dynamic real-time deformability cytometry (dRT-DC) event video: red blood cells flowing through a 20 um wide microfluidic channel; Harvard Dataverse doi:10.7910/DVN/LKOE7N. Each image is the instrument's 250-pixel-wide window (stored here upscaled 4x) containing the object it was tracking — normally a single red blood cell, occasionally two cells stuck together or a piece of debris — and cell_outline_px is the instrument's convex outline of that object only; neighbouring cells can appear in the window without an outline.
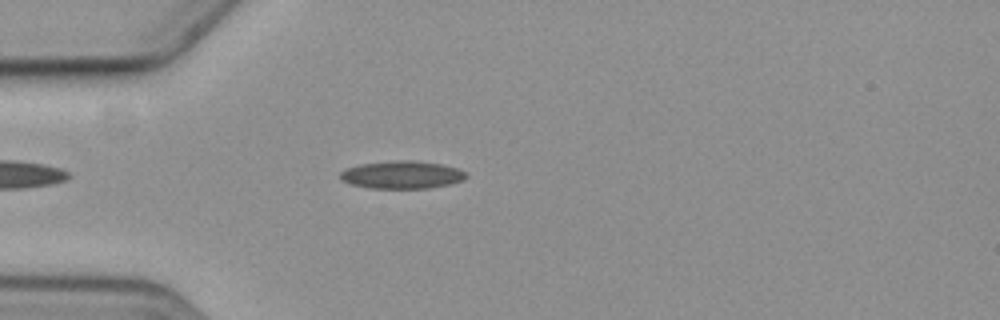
{"species": "common noctule bat (a hibernating species)", "species_latin": "Nyctalus noctula", "temperature_condition": "cold", "stored_images_in_passage": 8, "camera_frame_rate_fps": 3000, "um_per_image_px": 0.085, "animal": {"sex": "female", "body_mass_g": 19.3, "forearm_length_mm": 54.1}, "frame": {"image": 1, "passage_image": 4, "time_ms": 3.667, "image_size_px": [1000, 320], "cell_outline_px": [[468, 176], [464, 180], [448, 184], [428, 188], [368, 188], [352, 184], [340, 180], [340, 172], [344, 168], [360, 164], [396, 160], [412, 160], [444, 164], [468, 172]], "centroid_in_image_um": [34.17, 14.85], "position_along_channel_um": 50.8, "area_um2": 20.52}}
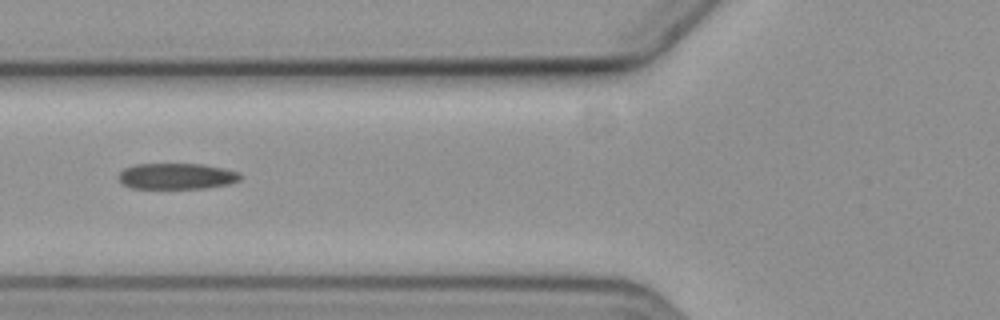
{"frame": {"image": 2, "passage_image": 6, "time_ms": 5.667, "image_size_px": [1000, 320], "cell_outline_px": [[244, 176], [240, 180], [228, 184], [208, 188], [132, 188], [124, 184], [116, 176], [124, 168], [136, 164], [204, 164], [224, 168], [240, 172]], "centroid_in_image_um": [15.06, 14.97], "position_along_channel_um": 110.7, "area_um2": 18.61}}
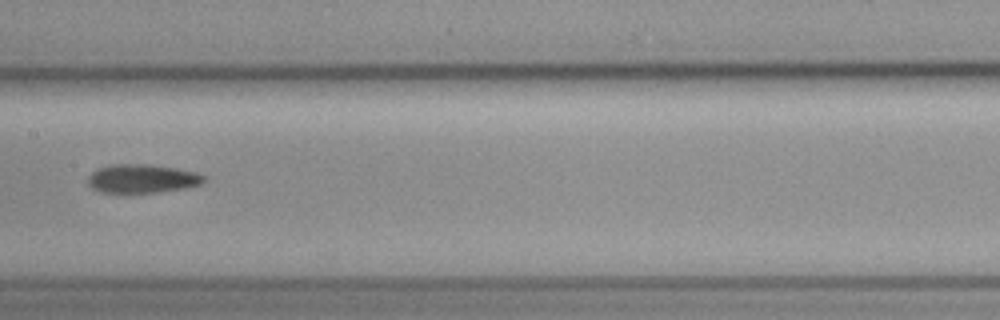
{"frame": {"image": 3, "passage_image": 8, "time_ms": 8.0, "image_size_px": [1000, 320], "cell_outline_px": [[204, 180], [200, 184], [188, 188], [160, 192], [100, 192], [92, 188], [88, 184], [88, 176], [96, 168], [112, 164], [148, 164], [176, 168], [196, 172], [204, 176]], "centroid_in_image_um": [12.06, 15.18], "position_along_channel_um": 195.3, "area_um2": 19.42}}